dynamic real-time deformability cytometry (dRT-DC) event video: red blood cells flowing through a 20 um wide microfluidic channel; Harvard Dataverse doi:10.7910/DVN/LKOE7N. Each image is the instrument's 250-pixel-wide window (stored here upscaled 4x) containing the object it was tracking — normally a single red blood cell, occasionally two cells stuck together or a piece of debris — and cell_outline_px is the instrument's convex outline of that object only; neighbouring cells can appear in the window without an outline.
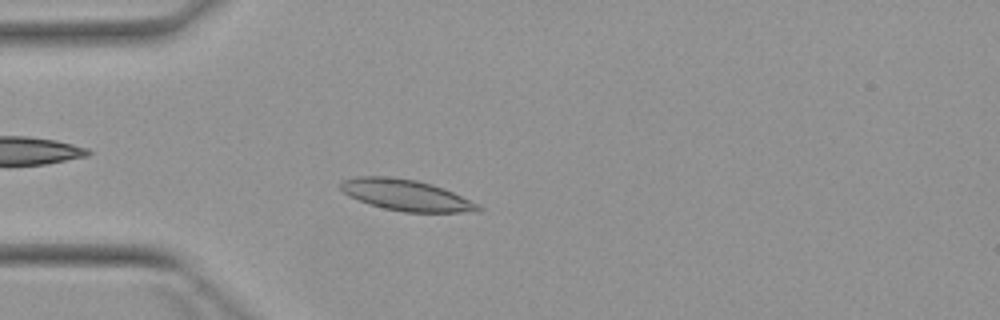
{"species": "Egyptian fruit bat (a non-hibernating species)", "species_latin": "Rousettus aegyptiacus", "temperature_condition": "warm", "stored_images_in_passage": 5, "camera_frame_rate_fps": 3000, "um_per_image_px": 0.085, "animal": {"sex": "female"}, "frame": {"image": 1, "passage_image": 5, "time_ms": 4.667, "image_size_px": [1000, 320], "cell_outline_px": [[484, 208], [480, 212], [404, 212], [384, 208], [368, 204], [348, 196], [340, 188], [340, 180], [356, 176], [392, 176], [416, 180], [432, 184], [444, 188]], "centroid_in_image_um": [34.47, 16.58], "position_along_channel_um": 50.5, "area_um2": 25.03}}